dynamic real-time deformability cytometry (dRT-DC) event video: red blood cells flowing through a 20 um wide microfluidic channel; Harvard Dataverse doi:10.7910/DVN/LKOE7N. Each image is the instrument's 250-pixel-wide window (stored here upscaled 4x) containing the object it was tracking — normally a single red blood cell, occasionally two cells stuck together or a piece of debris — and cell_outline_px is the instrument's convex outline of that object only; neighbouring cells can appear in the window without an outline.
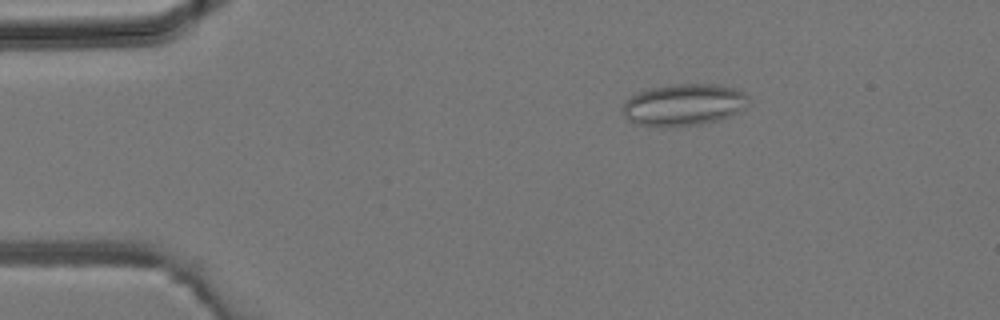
{"species": "common noctule bat (a hibernating species)", "species_latin": "Nyctalus noctula", "temperature_condition": "room temperature", "stored_images_in_passage": 41, "camera_frame_rate_fps": 3000, "um_per_image_px": 0.085, "animal": {"sex": "male", "body_mass_g": 19.2, "forearm_length_mm": 51.8}, "frame": {"image": 1, "passage_image": 7, "time_ms": 2.0, "image_size_px": [1000, 320], "cell_outline_px": [[748, 104], [740, 112], [716, 120], [700, 124], [664, 128], [660, 128], [636, 124], [628, 120], [624, 116], [620, 108], [624, 100], [648, 88], [668, 84], [716, 84], [732, 88], [744, 92], [748, 96]], "centroid_in_image_um": [58.06, 8.92], "position_along_channel_um": 26.9, "area_um2": 31.15}}
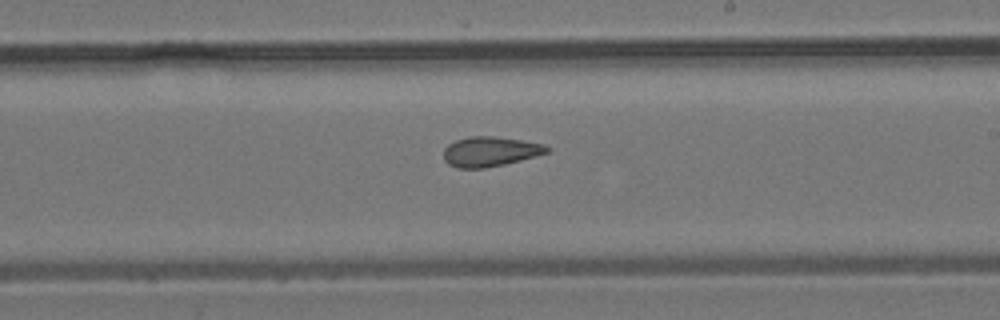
{"frame": {"image": 2, "passage_image": 24, "time_ms": 7.667, "image_size_px": [1000, 320], "cell_outline_px": [[552, 148], [548, 152], [536, 156], [504, 164], [484, 168], [456, 168], [448, 164], [444, 160], [444, 148], [448, 144], [456, 140], [468, 136], [492, 136], [520, 140], [544, 144]], "centroid_in_image_um": [41.64, 12.88], "position_along_channel_um": 247.4, "area_um2": 17.98}}
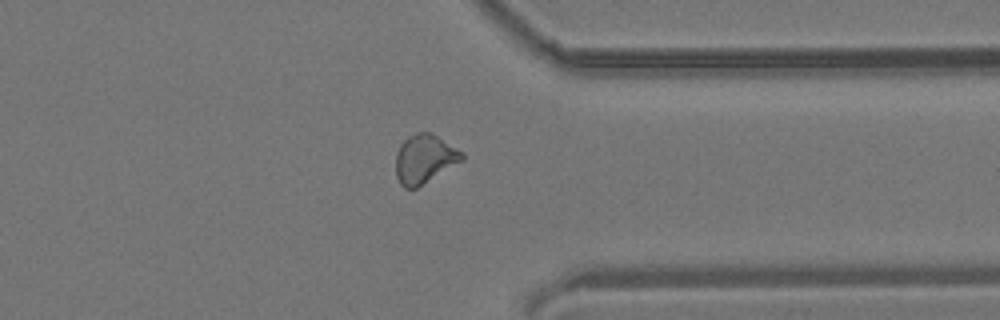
{"frame": {"image": 3, "passage_image": 32, "time_ms": 10.333, "image_size_px": [1000, 320], "cell_outline_px": [[464, 160], [416, 188], [404, 188], [400, 184], [396, 176], [396, 152], [400, 144], [408, 136], [416, 132], [428, 132], [436, 136], [464, 152]], "centroid_in_image_um": [36.07, 13.51], "position_along_channel_um": 375.3, "area_um2": 18.79}}